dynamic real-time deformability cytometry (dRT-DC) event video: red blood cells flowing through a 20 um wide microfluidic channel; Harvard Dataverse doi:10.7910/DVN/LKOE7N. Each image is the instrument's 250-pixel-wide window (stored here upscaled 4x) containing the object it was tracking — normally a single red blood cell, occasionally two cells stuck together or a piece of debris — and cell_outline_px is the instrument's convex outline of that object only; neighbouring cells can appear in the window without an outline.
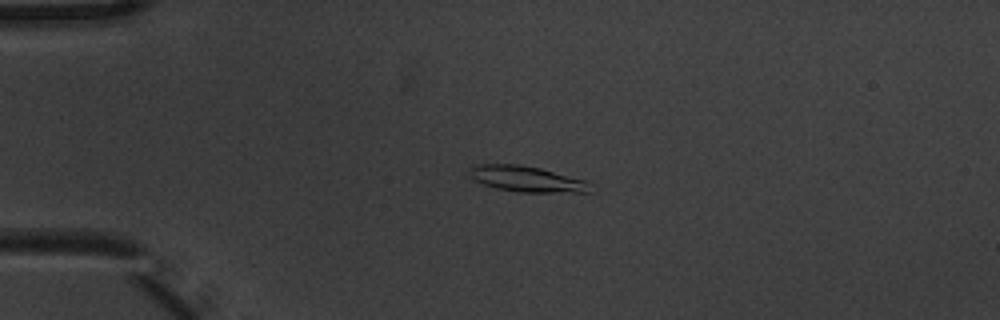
{"species": "common noctule bat (a hibernating species)", "species_latin": "Nyctalus noctula", "temperature_condition": "warm", "stored_images_in_passage": 5, "camera_frame_rate_fps": 3000, "um_per_image_px": 0.085, "animal": {"sex": "male", "body_mass_g": 20.1, "forearm_length_mm": 53.5}, "frame": {"image": 1, "passage_image": 4, "time_ms": 1.0, "image_size_px": [1000, 320], "cell_outline_px": [[592, 192], [520, 192], [496, 188], [484, 184], [476, 180], [472, 176], [468, 168], [472, 164], [516, 164], [540, 168], [584, 180], [588, 184]], "centroid_in_image_um": [44.73, 15.2], "position_along_channel_um": 40.3, "area_um2": 17.86}}